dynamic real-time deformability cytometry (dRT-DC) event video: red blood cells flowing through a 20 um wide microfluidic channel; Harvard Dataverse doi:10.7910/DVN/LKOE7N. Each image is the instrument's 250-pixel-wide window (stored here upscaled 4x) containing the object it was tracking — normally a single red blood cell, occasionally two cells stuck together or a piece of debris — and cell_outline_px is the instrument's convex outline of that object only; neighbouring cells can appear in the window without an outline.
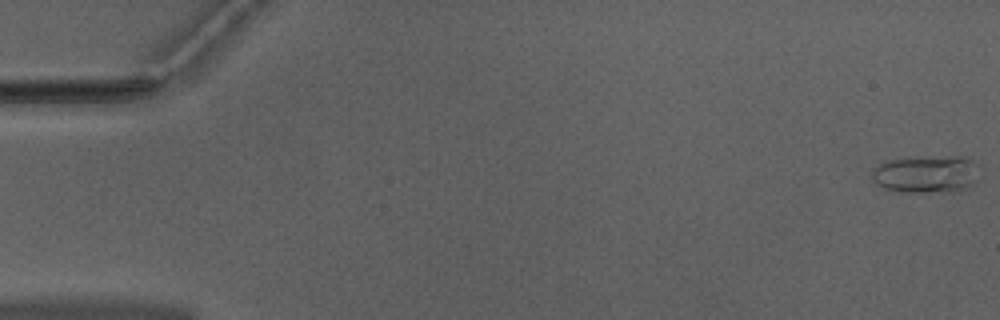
{"species": "Egyptian fruit bat (a non-hibernating species)", "species_latin": "Rousettus aegyptiacus", "temperature_condition": "warm", "stored_images_in_passage": 52, "camera_frame_rate_fps": 3000, "um_per_image_px": 0.085, "animal": {"sex": "male"}, "frame": {"image": 1, "passage_image": 1, "time_ms": 0.0, "image_size_px": [1000, 320], "cell_outline_px": [[980, 164], [976, 184], [968, 188], [952, 192], [900, 192], [884, 188], [876, 184], [872, 180], [872, 172], [880, 164], [888, 160], [916, 156], [964, 156]], "centroid_in_image_um": [78.8, 14.79], "position_along_channel_um": 6.2, "area_um2": 24.22}}
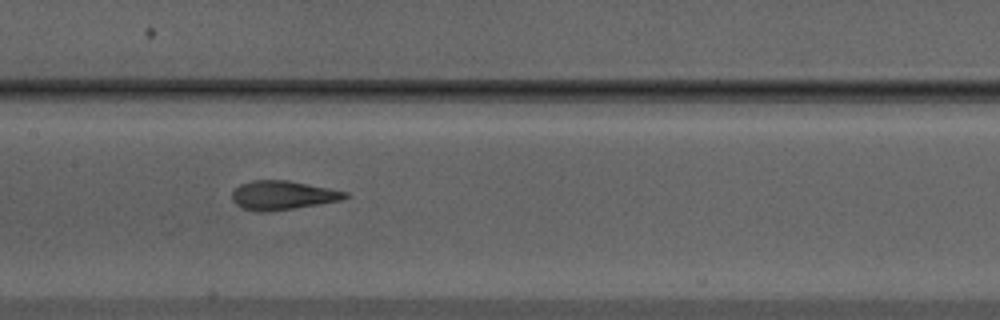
{"frame": {"image": 2, "passage_image": 26, "time_ms": 8.333, "image_size_px": [1000, 320], "cell_outline_px": [[348, 196], [340, 200], [292, 208], [264, 212], [256, 212], [240, 208], [232, 200], [232, 192], [240, 184], [252, 180], [288, 180], [348, 192]], "centroid_in_image_um": [23.96, 16.59], "position_along_channel_um": 183.4, "area_um2": 18.9}}
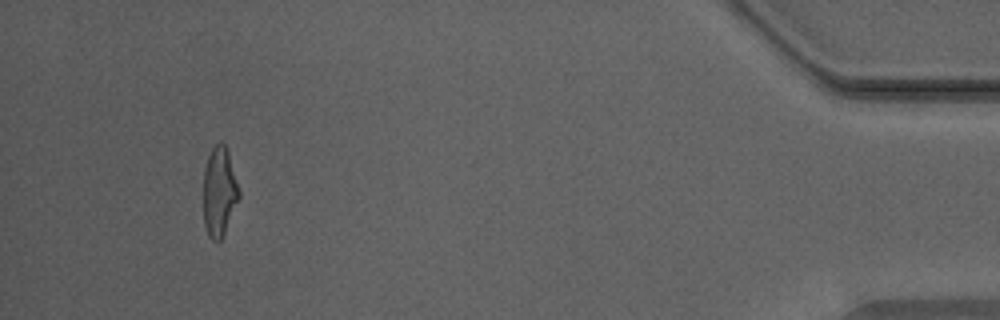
{"frame": {"image": 3, "passage_image": 49, "time_ms": 16.0, "image_size_px": [1000, 320], "cell_outline_px": [[240, 196], [224, 232], [220, 240], [216, 244], [208, 236], [204, 224], [204, 168], [208, 156], [212, 148], [220, 140], [224, 144], [228, 152], [240, 192]], "centroid_in_image_um": [18.63, 16.3], "position_along_channel_um": 416.6, "area_um2": 18.38}, "authors_computed_cell_mechanics": {"area_um2": 18.9006, "velocity_mm_per_s": 3.992, "shape_relaxation_time_tau1_ms": 7.1122, "shape_relaxation_time_tau2_ms": 1.3176, "deformation_change_tau1": 0.2467, "deformation_change_tau2": 0.1103}}